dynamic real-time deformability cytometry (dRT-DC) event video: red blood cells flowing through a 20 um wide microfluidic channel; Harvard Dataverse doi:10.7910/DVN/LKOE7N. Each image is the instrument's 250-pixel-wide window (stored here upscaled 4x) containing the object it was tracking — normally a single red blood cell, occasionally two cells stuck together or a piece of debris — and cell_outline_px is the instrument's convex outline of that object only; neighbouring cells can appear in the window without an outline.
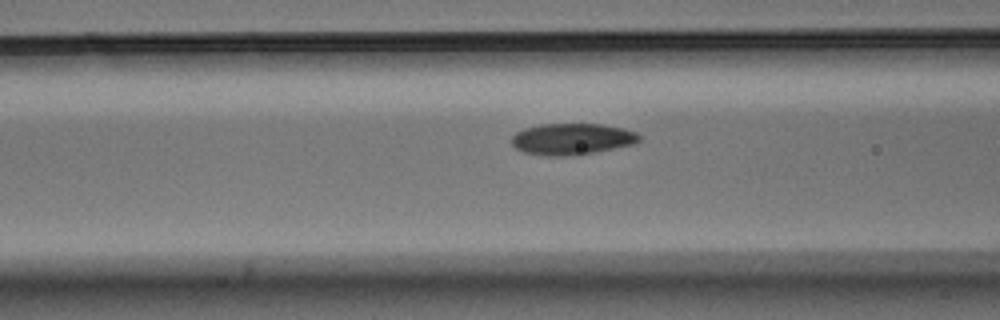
{"species": "Egyptian fruit bat (a non-hibernating species)", "species_latin": "Rousettus aegyptiacus", "temperature_condition": "warm", "stored_images_in_passage": 20, "camera_frame_rate_fps": 3000, "um_per_image_px": 0.085, "animal": {"sex": "male"}, "frame": {"image": 1, "passage_image": 18, "time_ms": 5.667, "image_size_px": [1000, 320], "cell_outline_px": [[640, 140], [632, 144], [592, 152], [564, 156], [544, 156], [524, 152], [516, 148], [512, 144], [512, 136], [516, 132], [524, 128], [540, 124], [604, 124], [624, 128], [636, 132], [640, 136]], "centroid_in_image_um": [48.59, 11.8], "position_along_channel_um": 118.0, "area_um2": 23.18}}